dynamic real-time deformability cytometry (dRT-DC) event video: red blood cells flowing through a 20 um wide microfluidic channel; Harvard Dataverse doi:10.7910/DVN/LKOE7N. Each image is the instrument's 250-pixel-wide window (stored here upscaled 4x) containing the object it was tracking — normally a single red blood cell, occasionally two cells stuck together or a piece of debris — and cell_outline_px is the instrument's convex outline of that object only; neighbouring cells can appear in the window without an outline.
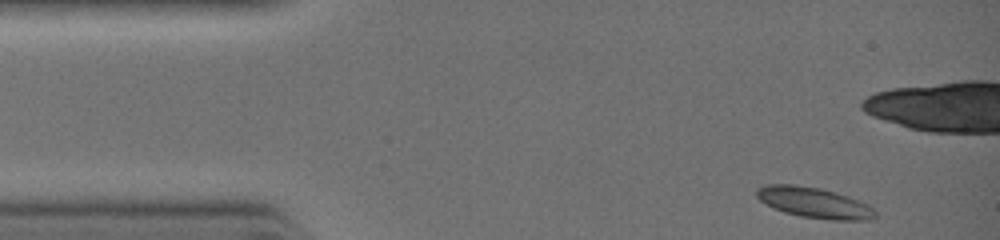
{"species": "common noctule bat (a hibernating species)", "species_latin": "Nyctalus noctula", "temperature_condition": "warm", "stored_images_in_passage": 30, "camera_frame_rate_fps": 3000, "um_per_image_px": 0.085, "animal": {"sex": "female", "body_mass_g": 19.0, "forearm_length_mm": 51.5}, "frame": {"image": 1, "passage_image": 1, "time_ms": 0.0, "image_size_px": [1000, 240], "cell_outline_px": [[876, 216], [868, 220], [832, 220], [800, 216], [784, 212], [772, 208], [764, 204], [756, 196], [756, 188], [764, 184], [796, 184], [820, 188], [836, 192], [848, 196], [868, 204], [876, 212]], "centroid_in_image_um": [69.16, 17.21], "position_along_channel_um": 15.8, "area_um2": 21.39}}